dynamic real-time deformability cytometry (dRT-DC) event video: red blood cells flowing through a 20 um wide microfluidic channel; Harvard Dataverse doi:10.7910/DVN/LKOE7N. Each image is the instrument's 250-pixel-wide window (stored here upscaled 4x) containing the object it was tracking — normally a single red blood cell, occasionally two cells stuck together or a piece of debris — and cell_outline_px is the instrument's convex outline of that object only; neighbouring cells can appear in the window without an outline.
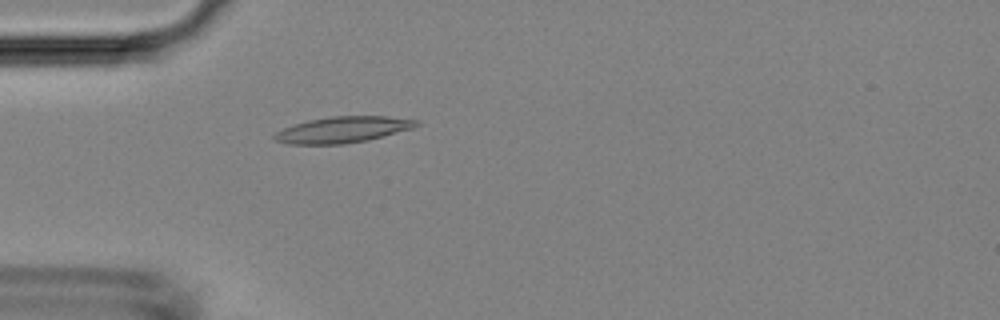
{"species": "Egyptian fruit bat (a non-hibernating species)", "species_latin": "Rousettus aegyptiacus", "temperature_condition": "room temperature", "stored_images_in_passage": 4, "camera_frame_rate_fps": 3000, "um_per_image_px": 0.085, "animal": {"sex": "female"}, "frame": {"image": 1, "passage_image": 4, "time_ms": 3.667, "image_size_px": [1000, 320], "cell_outline_px": [[420, 124], [412, 128], [368, 140], [344, 144], [288, 144], [276, 140], [272, 136], [276, 132], [284, 128], [308, 120], [332, 116], [384, 116], [420, 120]], "centroid_in_image_um": [29.15, 11.02], "position_along_channel_um": 55.9, "area_um2": 21.44}}